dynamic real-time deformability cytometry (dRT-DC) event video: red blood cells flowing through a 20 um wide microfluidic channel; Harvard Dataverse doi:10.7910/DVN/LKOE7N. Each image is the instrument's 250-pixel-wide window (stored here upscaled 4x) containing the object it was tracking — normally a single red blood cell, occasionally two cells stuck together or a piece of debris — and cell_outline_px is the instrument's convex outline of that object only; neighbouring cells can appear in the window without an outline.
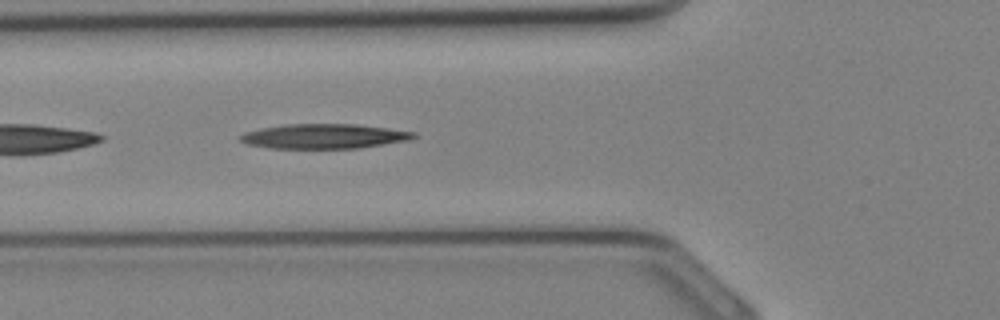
{"species": "Egyptian fruit bat (a non-hibernating species)", "species_latin": "Rousettus aegyptiacus", "temperature_condition": "cold", "stored_images_in_passage": 3, "camera_frame_rate_fps": 3000, "um_per_image_px": 0.085, "animal": {"sex": "female"}, "frame": {"image": 1, "passage_image": 3, "time_ms": 0.667, "image_size_px": [1000, 320], "cell_outline_px": [[416, 136], [412, 140], [360, 148], [268, 148], [248, 144], [240, 140], [240, 136], [244, 132], [264, 128], [288, 124], [356, 124], [388, 128], [416, 132]], "centroid_in_image_um": [27.61, 11.58], "position_along_channel_um": 98.2, "area_um2": 24.91}}